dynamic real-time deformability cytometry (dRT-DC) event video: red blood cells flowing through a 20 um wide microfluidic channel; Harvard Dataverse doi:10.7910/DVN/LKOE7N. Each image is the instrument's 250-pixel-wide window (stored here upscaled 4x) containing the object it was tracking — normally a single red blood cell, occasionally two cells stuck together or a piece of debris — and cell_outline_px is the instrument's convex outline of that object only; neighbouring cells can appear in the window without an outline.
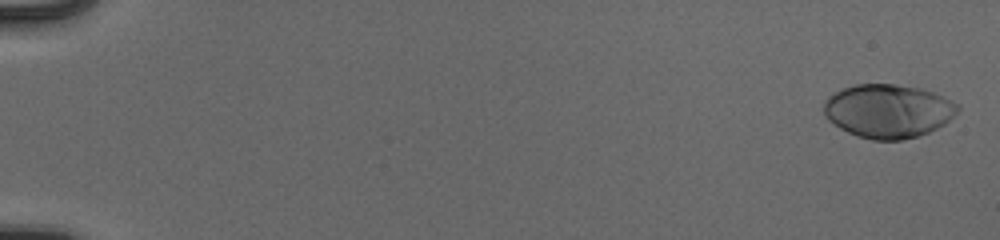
{"species": "human", "species_latin": "Homo sapiens", "temperature_condition": "cold", "stored_images_in_passage": 55, "camera_frame_rate_fps": 3000, "um_per_image_px": 0.085, "donor": {"sex": "male"}, "frame": {"image": 1, "passage_image": 2, "time_ms": 0.333, "image_size_px": [1000, 240], "cell_outline_px": [[960, 108], [944, 124], [928, 132], [916, 136], [900, 140], [872, 140], [856, 136], [840, 128], [828, 120], [824, 112], [824, 104], [828, 96], [844, 88], [856, 84], [896, 84], [920, 88], [932, 92], [956, 104]], "centroid_in_image_um": [75.45, 9.44], "position_along_channel_um": 9.6, "area_um2": 41.38}}
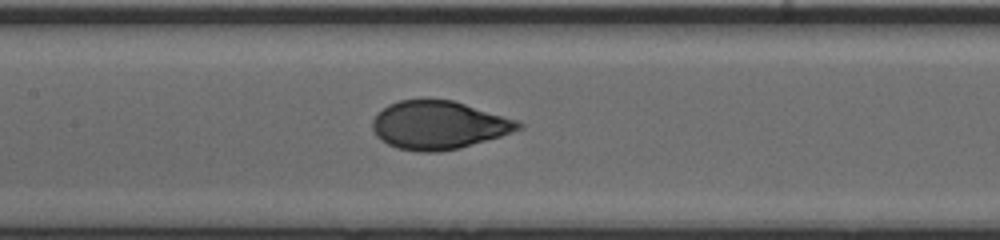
{"frame": {"image": 2, "passage_image": 29, "time_ms": 9.333, "image_size_px": [1000, 240], "cell_outline_px": [[524, 124], [520, 128], [500, 136], [460, 148], [436, 152], [416, 152], [396, 148], [388, 144], [376, 136], [372, 128], [372, 120], [376, 112], [388, 104], [400, 100], [452, 100], [516, 120]], "centroid_in_image_um": [37.22, 10.64], "position_along_channel_um": 170.2, "area_um2": 40.75}}
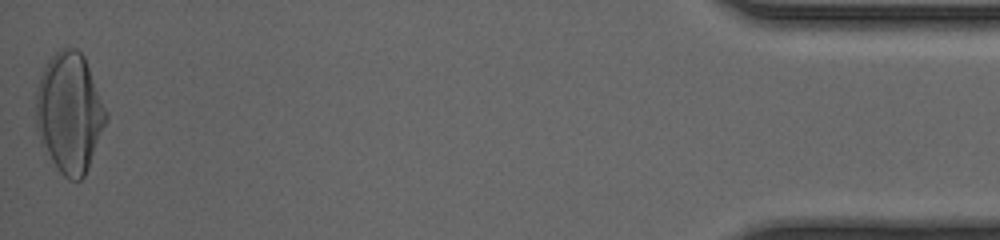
{"frame": {"image": 3, "passage_image": 55, "time_ms": 18.0, "image_size_px": [1000, 240], "cell_outline_px": [[108, 116], [88, 168], [84, 176], [80, 180], [68, 180], [60, 172], [44, 152], [40, 144], [36, 128], [36, 88], [40, 76], [48, 60], [60, 48], [76, 48], [84, 56], [108, 112]], "centroid_in_image_um": [5.89, 9.59], "position_along_channel_um": 429.3, "area_um2": 49.25}, "authors_computed_cell_mechanics": {"area_um2": 41.2114, "velocity_mm_per_s": 3.9212, "shape_relaxation_time_tau1_ms": 3.9181, "shape_relaxation_time_tau2_ms": null, "deformation_change_tau1": 0.1823, "deformation_change_tau2": null}}